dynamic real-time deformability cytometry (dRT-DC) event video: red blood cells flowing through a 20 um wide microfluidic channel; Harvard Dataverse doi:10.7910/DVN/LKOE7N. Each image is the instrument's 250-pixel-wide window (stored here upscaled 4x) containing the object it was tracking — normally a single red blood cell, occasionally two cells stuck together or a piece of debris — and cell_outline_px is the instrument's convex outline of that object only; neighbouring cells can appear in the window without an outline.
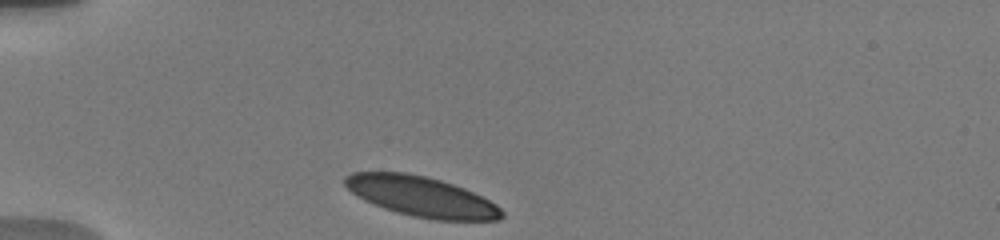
{"species": "human", "species_latin": "Homo sapiens", "temperature_condition": "warm", "stored_images_in_passage": 56, "camera_frame_rate_fps": 3000, "um_per_image_px": 0.085, "donor": {"sex": "male"}, "frame": {"image": 1, "passage_image": 1, "time_ms": 0.0, "image_size_px": [1000, 240], "cell_outline_px": [[504, 216], [500, 220], [436, 220], [412, 216], [384, 208], [364, 200], [352, 192], [344, 184], [344, 176], [352, 172], [404, 172], [424, 176], [440, 180], [464, 188], [496, 204], [504, 212]], "centroid_in_image_um": [35.82, 16.71], "position_along_channel_um": 49.2, "area_um2": 36.41}}
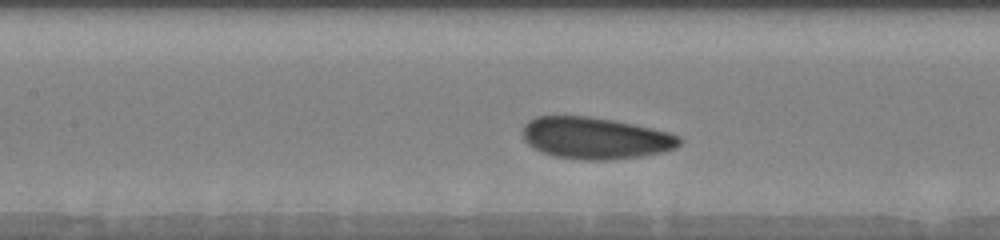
{"frame": {"image": 2, "passage_image": 20, "time_ms": 3.667, "image_size_px": [1000, 240], "cell_outline_px": [[680, 144], [676, 148], [664, 152], [640, 156], [608, 160], [580, 160], [552, 156], [528, 144], [524, 140], [524, 124], [528, 120], [536, 116], [588, 116], [612, 120], [652, 128], [668, 132], [680, 136]], "centroid_in_image_um": [50.61, 11.74], "position_along_channel_um": 156.8, "area_um2": 38.03}}
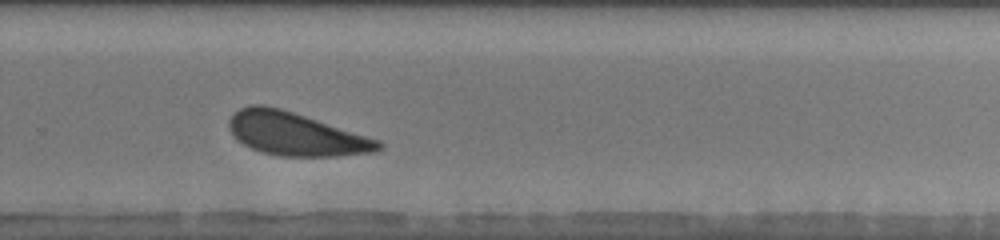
{"frame": {"image": 3, "passage_image": 41, "time_ms": 7.667, "image_size_px": [1000, 240], "cell_outline_px": [[384, 148], [376, 152], [336, 156], [280, 156], [264, 152], [252, 148], [244, 144], [228, 128], [228, 120], [240, 108], [252, 104], [264, 104], [280, 108], [380, 140], [384, 144]], "centroid_in_image_um": [25.17, 11.39], "position_along_channel_um": 304.6, "area_um2": 37.22}, "authors_computed_cell_mechanics": {"area_um2": 38.0324, "velocity_mm_per_s": 3.7064, "shape_relaxation_time_tau1_ms": 2.8498, "shape_relaxation_time_tau2_ms": 9.0795, "deformation_change_tau1": 0.1034, "deformation_change_tau2": 0.1824}}